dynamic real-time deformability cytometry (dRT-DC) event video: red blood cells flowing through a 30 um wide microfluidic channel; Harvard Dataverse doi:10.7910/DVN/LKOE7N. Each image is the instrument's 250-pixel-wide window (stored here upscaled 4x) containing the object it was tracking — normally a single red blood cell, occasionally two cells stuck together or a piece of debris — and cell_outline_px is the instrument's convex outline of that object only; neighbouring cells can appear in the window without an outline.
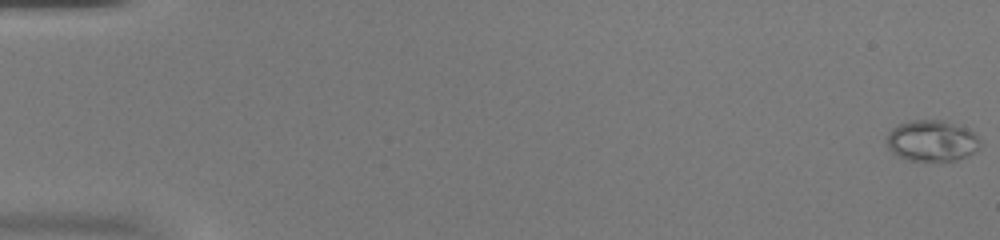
{"species": "common noctule bat (a hibernating species)", "species_latin": "Nyctalus noctula", "temperature_condition": "warm", "stored_images_in_passage": 54, "camera_frame_rate_fps": 3000, "um_per_image_px": 0.085, "animal": {"sex": "female", "body_mass_g": 20.0, "forearm_length_mm": 54.0}, "frame": {"image": 1, "passage_image": 1, "time_ms": 0.0, "image_size_px": [1000, 240], "cell_outline_px": [[980, 148], [976, 152], [968, 156], [956, 160], [908, 160], [896, 156], [888, 148], [888, 132], [892, 128], [900, 124], [912, 120], [944, 120], [964, 128], [972, 132], [980, 140]], "centroid_in_image_um": [79.21, 11.97], "position_along_channel_um": 5.8, "area_um2": 22.25}}
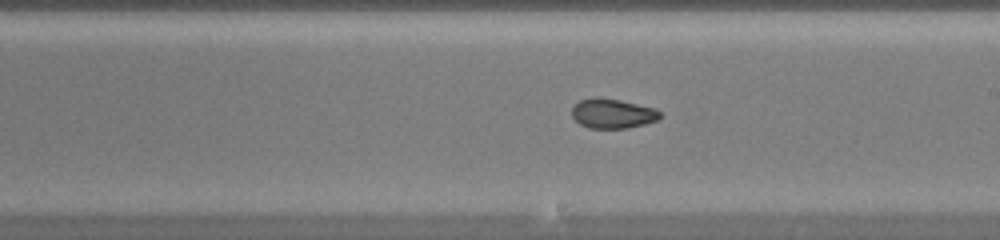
{"frame": {"image": 2, "passage_image": 32, "time_ms": 10.333, "image_size_px": [1000, 240], "cell_outline_px": [[660, 116], [656, 120], [644, 124], [628, 128], [588, 128], [580, 124], [572, 116], [572, 108], [580, 100], [592, 96], [596, 96], [620, 100], [656, 108], [660, 112]], "centroid_in_image_um": [52.05, 9.63], "position_along_channel_um": 237.0, "area_um2": 15.26}}
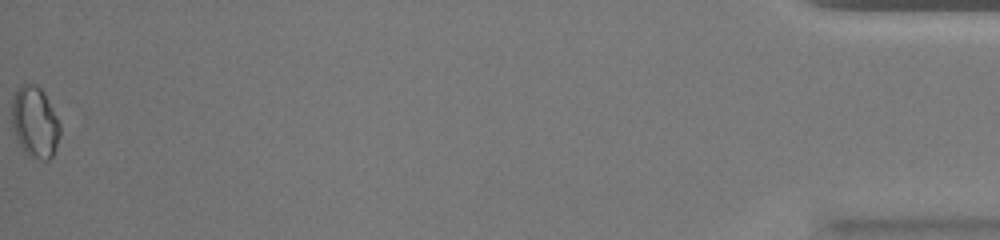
{"frame": {"image": 3, "passage_image": 54, "time_ms": 17.667, "image_size_px": [1000, 240], "cell_outline_px": [[60, 136], [52, 156], [48, 160], [40, 160], [28, 156], [24, 152], [12, 128], [12, 100], [16, 88], [20, 84], [32, 84], [40, 88], [44, 92], [60, 124]], "centroid_in_image_um": [2.95, 10.39], "position_along_channel_um": 432.2, "area_um2": 20.0}, "authors_computed_cell_mechanics": {"area_um2": 16.7909, "velocity_mm_per_s": 3.9611, "shape_relaxation_time_tau1_ms": null, "shape_relaxation_time_tau2_ms": 1.9773, "deformation_change_tau1": null, "deformation_change_tau2": 0.0639}}